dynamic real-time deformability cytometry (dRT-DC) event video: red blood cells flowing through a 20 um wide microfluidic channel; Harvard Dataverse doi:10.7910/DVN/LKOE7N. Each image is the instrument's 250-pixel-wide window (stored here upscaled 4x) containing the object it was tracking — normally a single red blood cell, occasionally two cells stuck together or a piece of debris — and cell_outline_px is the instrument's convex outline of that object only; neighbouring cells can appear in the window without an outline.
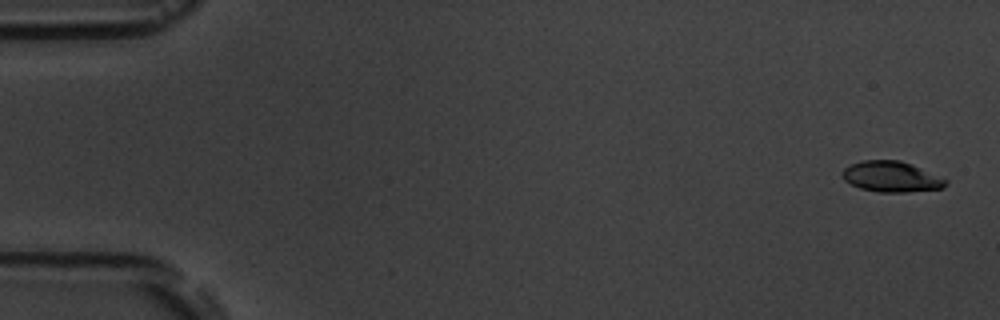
{"species": "common noctule bat (a hibernating species)", "species_latin": "Nyctalus noctula", "temperature_condition": "room temperature", "stored_images_in_passage": 13, "camera_frame_rate_fps": 3000, "um_per_image_px": 0.085, "animal": {"sex": "male", "body_mass_g": 19.5, "forearm_length_mm": 54.6}, "frame": {"image": 1, "passage_image": 1, "time_ms": 0.0, "image_size_px": [1000, 320], "cell_outline_px": [[948, 184], [944, 188], [904, 192], [880, 192], [860, 188], [844, 180], [840, 176], [840, 172], [844, 168], [860, 160], [900, 160], [912, 164], [948, 180]], "centroid_in_image_um": [75.75, 15.01], "position_along_channel_um": 9.3, "area_um2": 18.55}}
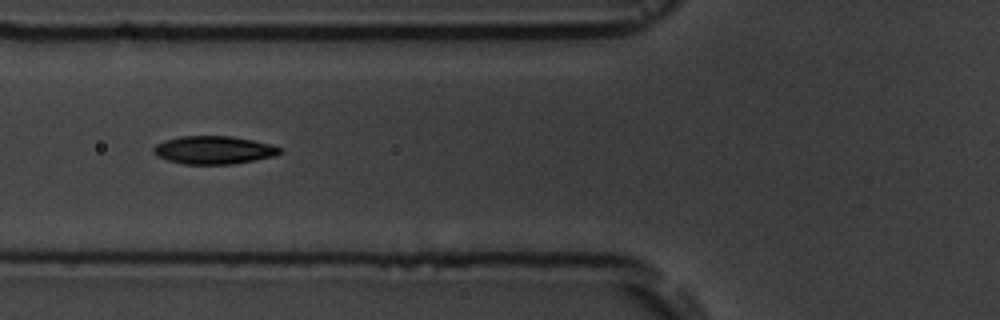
{"frame": {"image": 2, "passage_image": 6, "time_ms": 6.667, "image_size_px": [1000, 320], "cell_outline_px": [[284, 152], [276, 156], [232, 164], [184, 164], [168, 160], [156, 156], [152, 152], [152, 148], [156, 144], [164, 140], [180, 136], [232, 136], [252, 140], [284, 148]], "centroid_in_image_um": [18.17, 12.75], "position_along_channel_um": 107.6, "area_um2": 20.81}}
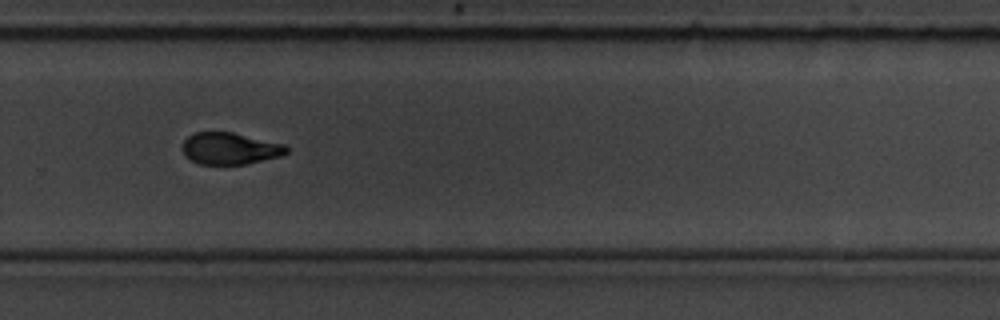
{"frame": {"image": 3, "passage_image": 11, "time_ms": 12.333, "image_size_px": [1000, 320], "cell_outline_px": [[288, 152], [280, 156], [244, 164], [200, 164], [184, 156], [180, 148], [184, 140], [188, 136], [196, 132], [232, 132], [284, 144], [288, 148]], "centroid_in_image_um": [19.5, 12.62], "position_along_channel_um": 310.3, "area_um2": 19.25}, "authors_computed_cell_mechanics": {"area_um2": 20.0566, "velocity_mm_per_s": 3.5868, "shape_relaxation_time_tau1_ms": 2.8684, "shape_relaxation_time_tau2_ms": 2.1446, "deformation_change_tau1": 0.106, "deformation_change_tau2": 0.0502}}